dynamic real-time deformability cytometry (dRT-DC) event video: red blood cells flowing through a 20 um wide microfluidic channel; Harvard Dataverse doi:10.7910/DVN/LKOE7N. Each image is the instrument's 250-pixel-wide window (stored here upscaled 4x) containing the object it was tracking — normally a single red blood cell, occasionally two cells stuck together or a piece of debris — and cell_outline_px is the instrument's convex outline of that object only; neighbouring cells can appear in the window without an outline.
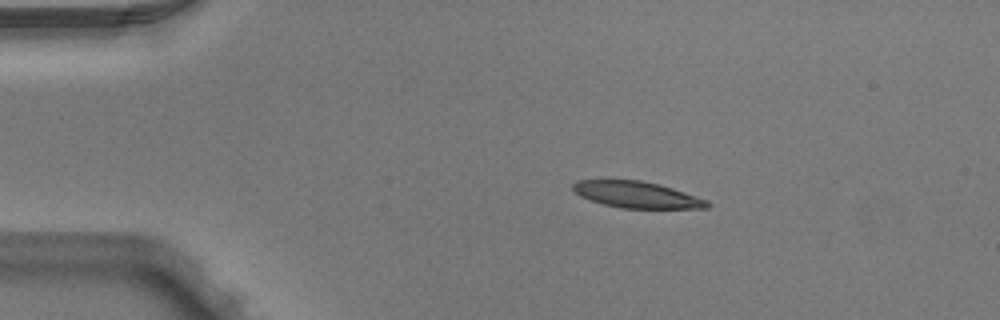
{"species": "Egyptian fruit bat (a non-hibernating species)", "species_latin": "Rousettus aegyptiacus", "temperature_condition": "warm", "stored_images_in_passage": 4, "camera_frame_rate_fps": 3000, "um_per_image_px": 0.085, "animal": {"sex": "male"}, "frame": {"image": 1, "passage_image": 1, "time_ms": 0.0, "image_size_px": [1000, 320], "cell_outline_px": [[712, 204], [708, 208], [620, 208], [604, 204], [580, 196], [572, 188], [572, 184], [576, 180], [640, 180], [660, 184], [708, 200]], "centroid_in_image_um": [54.15, 16.55], "position_along_channel_um": 30.9, "area_um2": 20.58}}
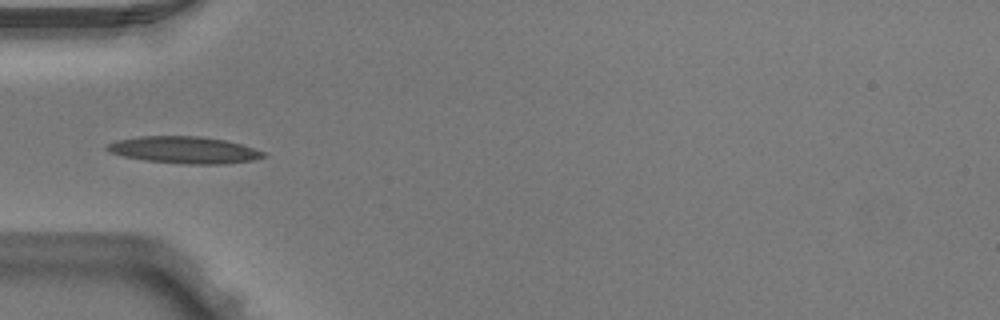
{"frame": {"image": 2, "passage_image": 3, "time_ms": 0.667, "image_size_px": [1000, 320], "cell_outline_px": [[264, 156], [252, 160], [224, 164], [184, 164], [144, 160], [124, 156], [108, 152], [104, 148], [108, 144], [116, 140], [140, 136], [200, 136], [224, 140], [240, 144], [264, 152]], "centroid_in_image_um": [15.6, 12.74], "position_along_channel_um": 69.4, "area_um2": 24.33}}
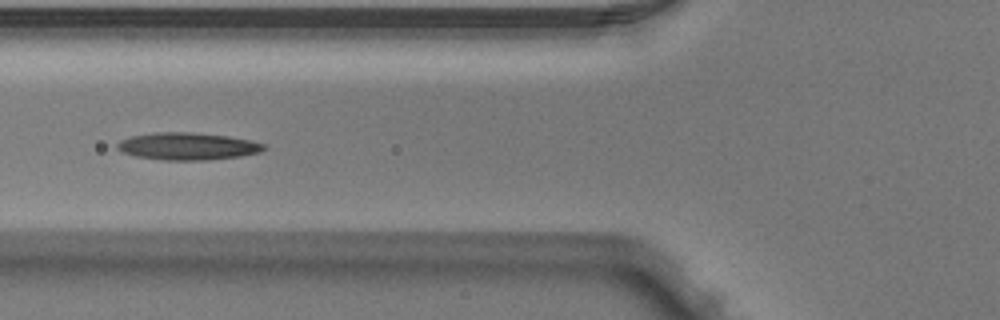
{"frame": {"image": 3, "passage_image": 4, "time_ms": 1.0, "image_size_px": [1000, 320], "cell_outline_px": [[268, 148], [260, 152], [240, 156], [204, 160], [164, 160], [136, 156], [124, 152], [116, 148], [116, 144], [120, 140], [132, 136], [156, 132], [192, 132], [228, 136], [252, 140], [264, 144]], "centroid_in_image_um": [15.97, 12.42], "position_along_channel_um": 109.8, "area_um2": 23.29}}